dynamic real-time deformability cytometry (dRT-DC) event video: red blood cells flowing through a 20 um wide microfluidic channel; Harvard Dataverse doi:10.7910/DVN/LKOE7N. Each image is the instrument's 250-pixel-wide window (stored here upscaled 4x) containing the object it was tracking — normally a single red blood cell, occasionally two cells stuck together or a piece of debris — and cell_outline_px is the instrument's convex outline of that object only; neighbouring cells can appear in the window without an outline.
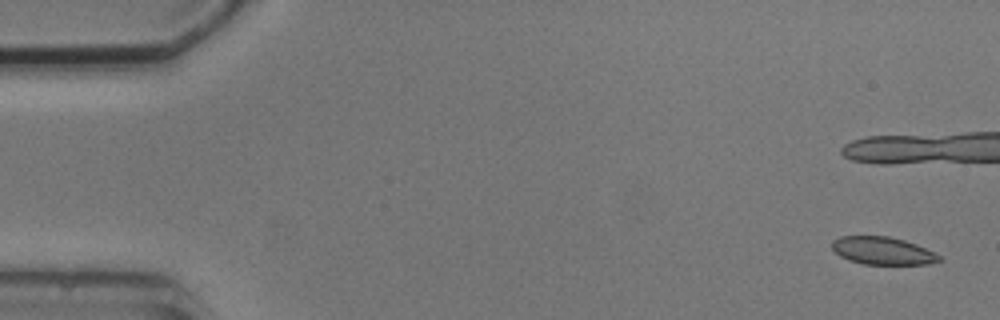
{"species": "common noctule bat (a hibernating species)", "species_latin": "Nyctalus noctula", "temperature_condition": "cold", "stored_images_in_passage": 5, "camera_frame_rate_fps": 3000, "um_per_image_px": 0.085, "animal": {"sex": "male", "body_mass_g": 20.5, "forearm_length_mm": 52.5}, "frame": {"image": 1, "passage_image": 1, "time_ms": 0.0, "image_size_px": [1000, 320], "cell_outline_px": [[944, 260], [928, 264], [864, 264], [848, 260], [840, 256], [832, 248], [832, 240], [840, 236], [888, 236], [904, 240], [916, 244], [940, 256]], "centroid_in_image_um": [75.01, 21.31], "position_along_channel_um": 10.0, "area_um2": 17.22}}